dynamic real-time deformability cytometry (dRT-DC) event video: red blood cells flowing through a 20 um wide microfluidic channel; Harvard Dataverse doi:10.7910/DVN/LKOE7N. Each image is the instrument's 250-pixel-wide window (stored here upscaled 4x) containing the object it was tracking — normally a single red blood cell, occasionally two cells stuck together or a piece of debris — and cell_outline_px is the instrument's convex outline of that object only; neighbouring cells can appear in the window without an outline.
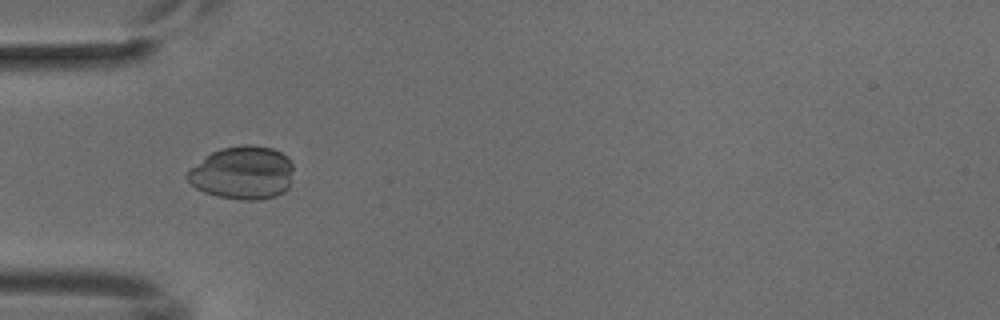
{"species": "common noctule bat (a hibernating species)", "species_latin": "Nyctalus noctula", "temperature_condition": "cold", "stored_images_in_passage": 7, "camera_frame_rate_fps": 3000, "um_per_image_px": 0.085, "animal": {"sex": "male", "body_mass_g": 18.8}, "frame": {"image": 1, "passage_image": 5, "time_ms": 4.667, "image_size_px": [1000, 320], "cell_outline_px": [[292, 168], [288, 188], [284, 192], [276, 196], [260, 200], [240, 200], [216, 196], [204, 192], [196, 188], [184, 176], [192, 168], [212, 152], [220, 148], [240, 144], [252, 144], [272, 148], [288, 156], [292, 164]], "centroid_in_image_um": [20.63, 14.69], "position_along_channel_um": 64.4, "area_um2": 32.95}}
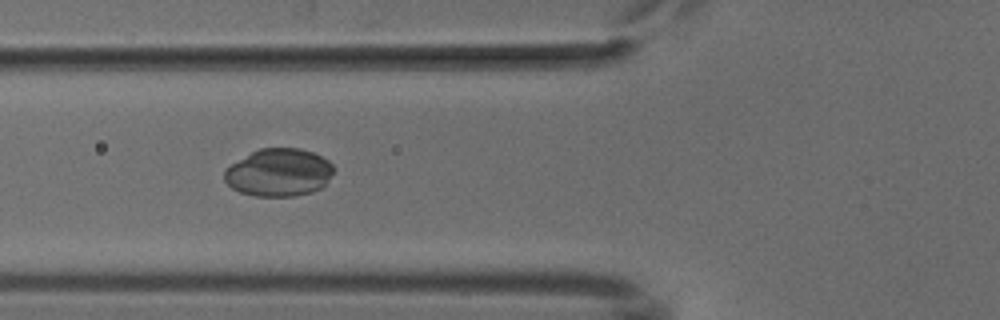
{"frame": {"image": 2, "passage_image": 6, "time_ms": 5.667, "image_size_px": [1000, 320], "cell_outline_px": [[332, 172], [324, 184], [320, 188], [312, 192], [292, 196], [256, 196], [240, 192], [232, 188], [224, 180], [224, 172], [232, 164], [252, 152], [260, 148], [300, 148], [312, 152], [328, 160], [332, 164]], "centroid_in_image_um": [23.69, 14.66], "position_along_channel_um": 102.1, "area_um2": 30.0}}
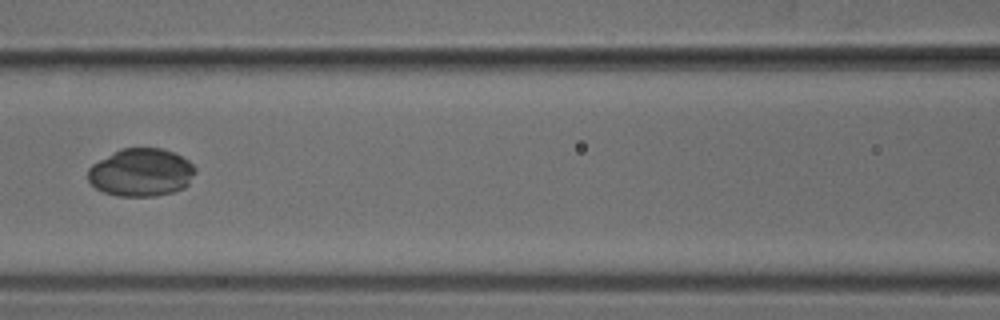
{"frame": {"image": 3, "passage_image": 7, "time_ms": 7.0, "image_size_px": [1000, 320], "cell_outline_px": [[196, 172], [188, 184], [184, 188], [172, 192], [156, 196], [116, 196], [104, 192], [96, 188], [88, 180], [88, 168], [92, 164], [120, 148], [160, 148], [176, 152], [188, 160], [196, 168]], "centroid_in_image_um": [12.0, 14.65], "position_along_channel_um": 154.6, "area_um2": 30.17}}